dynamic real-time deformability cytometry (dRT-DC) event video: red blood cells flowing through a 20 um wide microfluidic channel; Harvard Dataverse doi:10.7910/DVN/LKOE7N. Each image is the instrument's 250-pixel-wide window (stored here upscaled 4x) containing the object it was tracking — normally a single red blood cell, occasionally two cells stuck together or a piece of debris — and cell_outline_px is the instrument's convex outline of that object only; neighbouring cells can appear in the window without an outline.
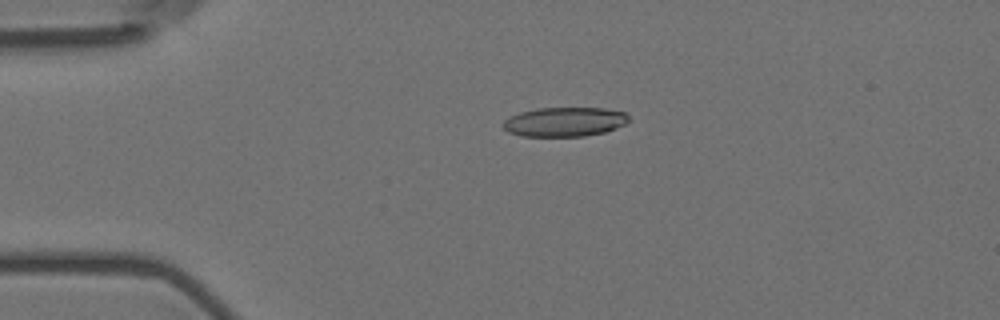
{"species": "Egyptian fruit bat (a non-hibernating species)", "species_latin": "Rousettus aegyptiacus", "temperature_condition": "room temperature", "stored_images_in_passage": 56, "camera_frame_rate_fps": 3000, "um_per_image_px": 0.085, "animal": {"sex": "female"}, "frame": {"image": 1, "passage_image": 13, "time_ms": 4.0, "image_size_px": [1000, 320], "cell_outline_px": [[628, 120], [624, 124], [616, 128], [604, 132], [584, 136], [520, 136], [508, 132], [500, 124], [504, 120], [520, 112], [536, 108], [604, 108], [624, 112], [628, 116]], "centroid_in_image_um": [47.95, 10.36], "position_along_channel_um": 37.0, "area_um2": 21.44}}
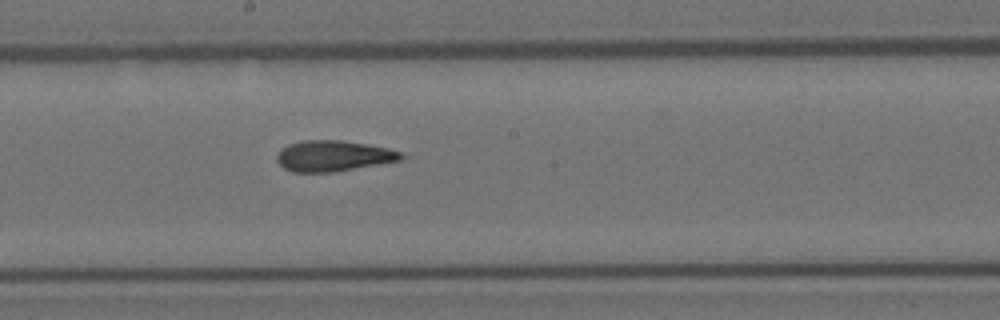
{"frame": {"image": 2, "passage_image": 31, "time_ms": 10.0, "image_size_px": [1000, 320], "cell_outline_px": [[408, 156], [400, 160], [332, 172], [292, 172], [284, 168], [276, 160], [276, 156], [280, 148], [288, 144], [304, 140], [340, 140], [388, 148], [400, 152]], "centroid_in_image_um": [28.29, 13.25], "position_along_channel_um": 219.9, "area_um2": 22.2}}
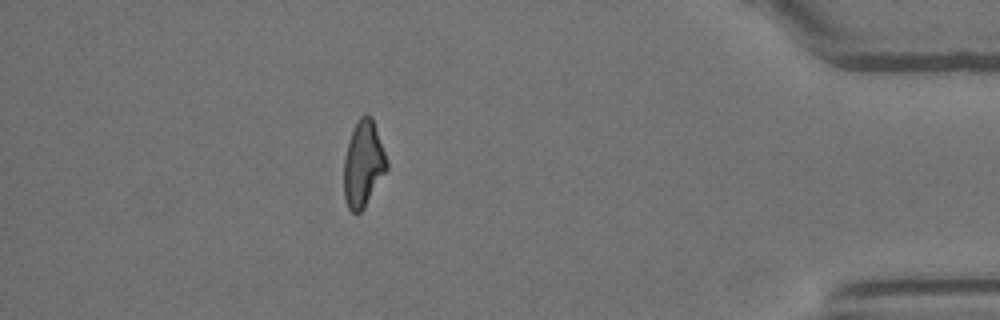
{"frame": {"image": 3, "passage_image": 50, "time_ms": 16.333, "image_size_px": [1000, 320], "cell_outline_px": [[388, 168], [364, 208], [360, 212], [352, 212], [348, 208], [344, 196], [344, 156], [352, 132], [360, 116], [364, 112], [368, 112], [372, 116], [388, 160]], "centroid_in_image_um": [30.89, 13.9], "position_along_channel_um": 404.3, "area_um2": 21.56}, "authors_computed_cell_mechanics": {"area_um2": 22.0218, "velocity_mm_per_s": 3.645, "shape_relaxation_time_tau1_ms": null, "shape_relaxation_time_tau2_ms": 3.5871, "deformation_change_tau1": null, "deformation_change_tau2": 0.1397}}